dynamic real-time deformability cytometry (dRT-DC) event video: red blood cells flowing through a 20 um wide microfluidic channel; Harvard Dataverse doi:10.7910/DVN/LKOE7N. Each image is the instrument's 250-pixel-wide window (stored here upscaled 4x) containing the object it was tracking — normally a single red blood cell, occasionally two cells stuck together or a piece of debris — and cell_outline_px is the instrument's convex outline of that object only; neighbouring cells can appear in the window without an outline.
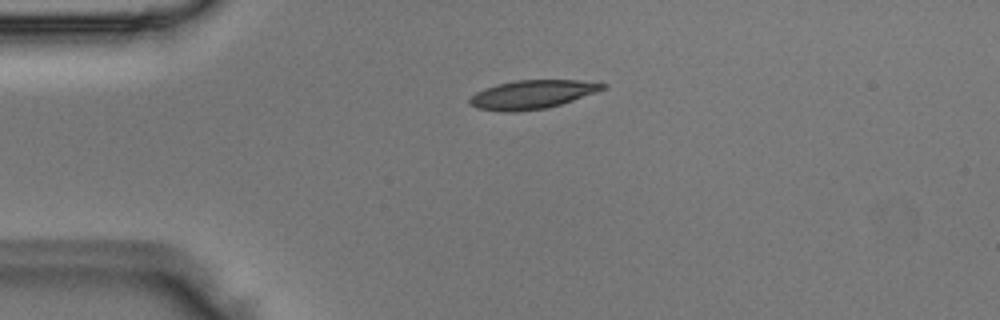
{"species": "Egyptian fruit bat (a non-hibernating species)", "species_latin": "Rousettus aegyptiacus", "temperature_condition": "room temperature", "stored_images_in_passage": 5, "camera_frame_rate_fps": 3000, "um_per_image_px": 0.085, "animal": {"sex": "male"}, "frame": {"image": 1, "passage_image": 4, "time_ms": 1.0, "image_size_px": [1000, 320], "cell_outline_px": [[608, 84], [604, 88], [596, 92], [548, 108], [516, 112], [500, 112], [476, 108], [468, 104], [468, 100], [476, 92], [484, 88], [496, 84], [516, 80], [580, 80]], "centroid_in_image_um": [45.17, 8.04], "position_along_channel_um": 39.8, "area_um2": 22.31}}